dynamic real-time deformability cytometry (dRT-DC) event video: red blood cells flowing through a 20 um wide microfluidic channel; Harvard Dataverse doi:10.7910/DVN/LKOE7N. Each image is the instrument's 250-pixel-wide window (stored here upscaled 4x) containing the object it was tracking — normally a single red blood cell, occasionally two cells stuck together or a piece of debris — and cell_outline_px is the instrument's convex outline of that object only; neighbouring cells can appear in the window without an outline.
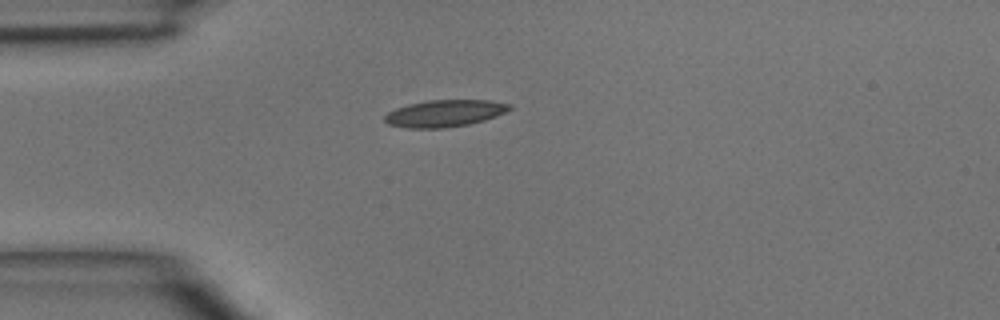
{"species": "common noctule bat (a hibernating species)", "species_latin": "Nyctalus noctula", "temperature_condition": "room temperature", "stored_images_in_passage": 1, "camera_frame_rate_fps": 3000, "um_per_image_px": 0.085, "animal": {"sex": "male", "body_mass_g": 15.6}, "frame": {"image": 1, "passage_image": 1, "time_ms": 0.0, "image_size_px": [1000, 320], "cell_outline_px": [[512, 108], [496, 116], [484, 120], [468, 124], [444, 128], [408, 128], [388, 124], [384, 120], [384, 116], [388, 112], [396, 108], [408, 104], [428, 100], [492, 100], [512, 104]], "centroid_in_image_um": [37.8, 9.62], "position_along_channel_um": 47.2, "area_um2": 19.59}}